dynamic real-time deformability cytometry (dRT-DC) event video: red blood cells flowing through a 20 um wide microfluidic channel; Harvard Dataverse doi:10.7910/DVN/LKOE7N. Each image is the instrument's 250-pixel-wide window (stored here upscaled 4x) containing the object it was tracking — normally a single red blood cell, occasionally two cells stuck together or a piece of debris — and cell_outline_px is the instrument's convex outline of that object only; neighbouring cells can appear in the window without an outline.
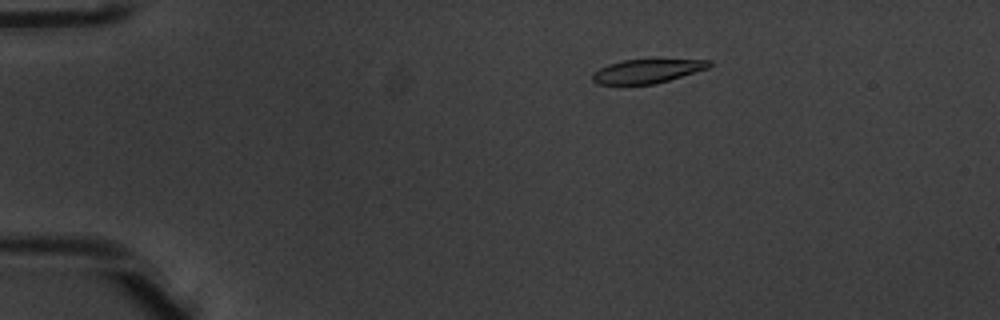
{"species": "common noctule bat (a hibernating species)", "species_latin": "Nyctalus noctula", "temperature_condition": "warm", "stored_images_in_passage": 46, "camera_frame_rate_fps": 3000, "um_per_image_px": 0.085, "animal": {"sex": "male", "body_mass_g": 20.1, "forearm_length_mm": 53.5}, "frame": {"image": 1, "passage_image": 4, "time_ms": 1.0, "image_size_px": [1000, 320], "cell_outline_px": [[712, 64], [708, 68], [656, 84], [596, 84], [592, 80], [592, 72], [608, 64], [624, 60], [712, 60]], "centroid_in_image_um": [54.97, 6.05], "position_along_channel_um": 30.0, "area_um2": 16.07}}
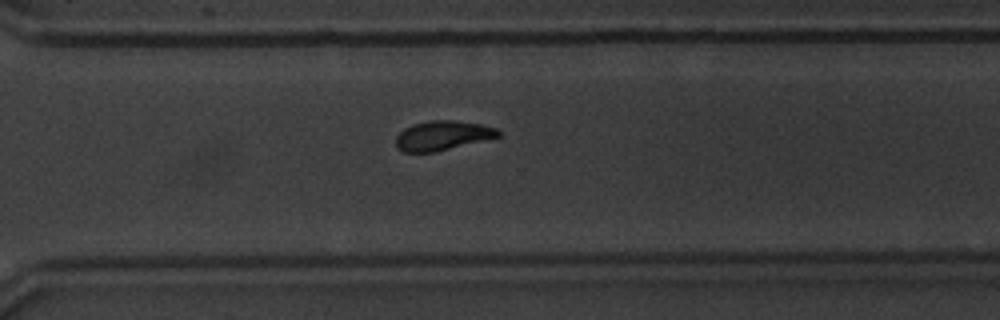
{"frame": {"image": 2, "passage_image": 32, "time_ms": 10.333, "image_size_px": [1000, 320], "cell_outline_px": [[500, 136], [432, 152], [404, 152], [396, 144], [396, 136], [404, 128], [412, 124], [432, 120], [456, 120], [480, 124], [496, 128], [500, 132]], "centroid_in_image_um": [37.59, 11.5], "position_along_channel_um": 333.0, "area_um2": 17.22}}
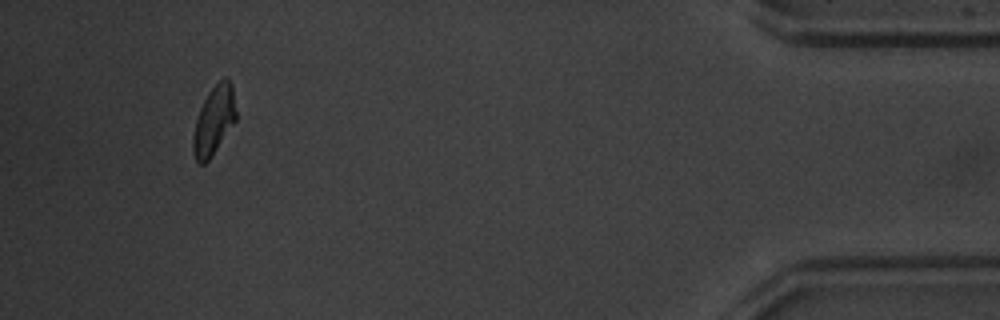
{"frame": {"image": 3, "passage_image": 43, "time_ms": 14.0, "image_size_px": [1000, 320], "cell_outline_px": [[236, 120], [208, 160], [204, 164], [196, 164], [192, 152], [192, 136], [196, 120], [200, 108], [208, 92], [224, 76], [228, 76], [232, 84], [236, 112]], "centroid_in_image_um": [18.16, 10.23], "position_along_channel_um": 417.0, "area_um2": 17.22}, "authors_computed_cell_mechanics": {"area_um2": 17.8024, "velocity_mm_per_s": 3.9645, "shape_relaxation_time_tau1_ms": 3.8042, "shape_relaxation_time_tau2_ms": 6.0724, "deformation_change_tau1": 0.1428, "deformation_change_tau2": 0.1092}}